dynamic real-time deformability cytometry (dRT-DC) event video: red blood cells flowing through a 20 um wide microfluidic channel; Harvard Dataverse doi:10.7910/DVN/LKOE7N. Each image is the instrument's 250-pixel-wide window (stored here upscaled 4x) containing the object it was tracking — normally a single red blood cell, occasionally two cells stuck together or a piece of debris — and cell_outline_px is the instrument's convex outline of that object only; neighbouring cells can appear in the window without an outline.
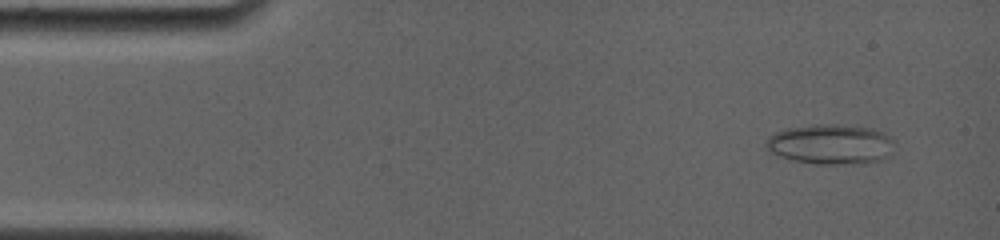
{"species": "common noctule bat (a hibernating species)", "species_latin": "Nyctalus noctula", "temperature_condition": "room temperature", "stored_images_in_passage": 78, "camera_frame_rate_fps": 4000, "um_per_image_px": 0.085, "animal": {"sex": "female", "body_mass_g": 19.0, "forearm_length_mm": 56.7}, "frame": {"image": 1, "passage_image": 5, "time_ms": 1.0, "image_size_px": [1000, 240], "cell_outline_px": [[892, 156], [880, 160], [864, 164], [816, 164], [792, 160], [780, 156], [772, 152], [764, 144], [768, 136], [776, 132], [788, 128], [820, 124], [840, 124], [868, 128], [884, 132], [892, 140]], "centroid_in_image_um": [70.63, 12.28], "position_along_channel_um": 14.4, "area_um2": 30.06}}
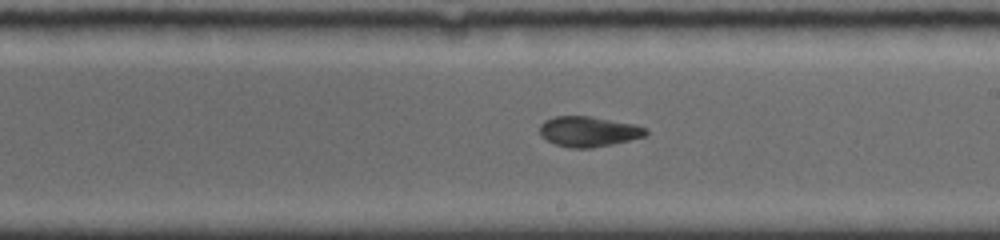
{"frame": {"image": 2, "passage_image": 42, "time_ms": 9.25, "image_size_px": [1000, 240], "cell_outline_px": [[648, 136], [612, 144], [592, 148], [568, 148], [556, 144], [540, 136], [540, 124], [544, 120], [556, 116], [592, 116], [636, 124], [648, 128]], "centroid_in_image_um": [50.07, 11.17], "position_along_channel_um": 238.9, "area_um2": 19.02}}
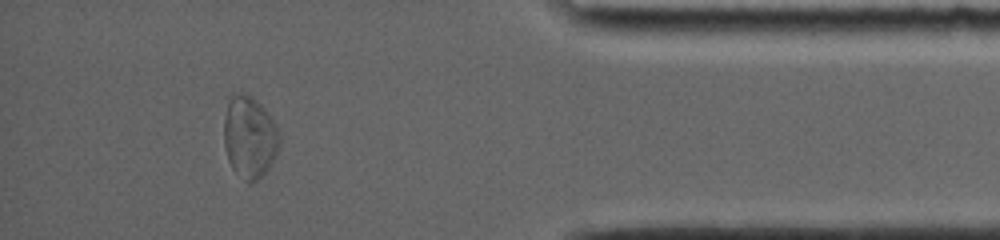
{"frame": {"image": 3, "passage_image": 70, "time_ms": 14.5, "image_size_px": [1000, 240], "cell_outline_px": [[280, 148], [268, 168], [256, 180], [244, 180], [232, 168], [228, 160], [224, 144], [224, 120], [228, 104], [232, 96], [236, 92], [244, 92], [252, 96], [264, 108], [272, 120], [280, 136]], "centroid_in_image_um": [21.21, 11.63], "position_along_channel_um": 414.0, "area_um2": 26.18}, "authors_computed_cell_mechanics": {"area_um2": 21.2415, "velocity_mm_per_s": 3.813, "shape_relaxation_time_tau1_ms": 5.8797, "shape_relaxation_time_tau2_ms": 3.1439, "deformation_change_tau1": 0.1705, "deformation_change_tau2": 0.085}}